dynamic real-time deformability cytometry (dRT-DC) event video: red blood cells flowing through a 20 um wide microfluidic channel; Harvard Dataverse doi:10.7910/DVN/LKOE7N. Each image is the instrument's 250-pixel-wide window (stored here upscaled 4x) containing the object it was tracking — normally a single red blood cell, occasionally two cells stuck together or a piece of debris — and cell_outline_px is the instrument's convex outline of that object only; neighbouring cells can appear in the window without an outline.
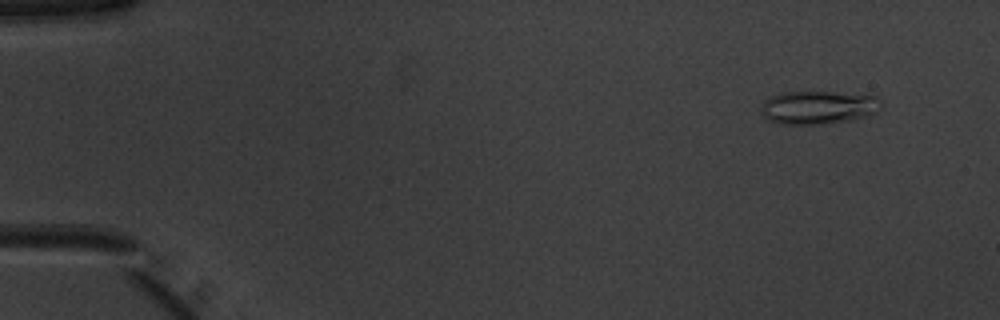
{"species": "common noctule bat (a hibernating species)", "species_latin": "Nyctalus noctula", "temperature_condition": "warm", "stored_images_in_passage": 52, "camera_frame_rate_fps": 3000, "um_per_image_px": 0.085, "animal": {"sex": "male", "body_mass_g": 20.1, "forearm_length_mm": 53.5}, "frame": {"image": 1, "passage_image": 5, "time_ms": 1.333, "image_size_px": [1000, 320], "cell_outline_px": [[880, 108], [876, 112], [852, 120], [820, 124], [780, 124], [768, 120], [760, 112], [764, 100], [772, 96], [784, 92], [812, 88], [876, 96], [880, 104]], "centroid_in_image_um": [69.51, 9.08], "position_along_channel_um": 15.5, "area_um2": 24.1}}
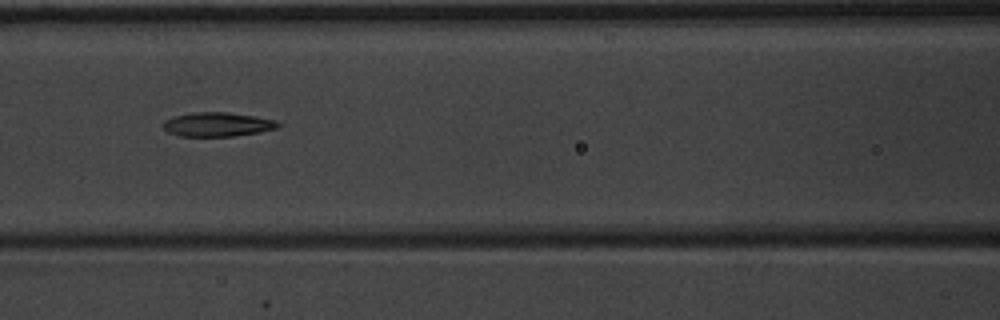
{"frame": {"image": 2, "passage_image": 24, "time_ms": 7.667, "image_size_px": [1000, 320], "cell_outline_px": [[280, 128], [260, 132], [232, 136], [180, 136], [168, 132], [160, 124], [164, 120], [176, 116], [192, 112], [228, 112], [256, 116], [276, 120], [280, 124]], "centroid_in_image_um": [18.5, 10.57], "position_along_channel_um": 148.1, "area_um2": 16.3}}
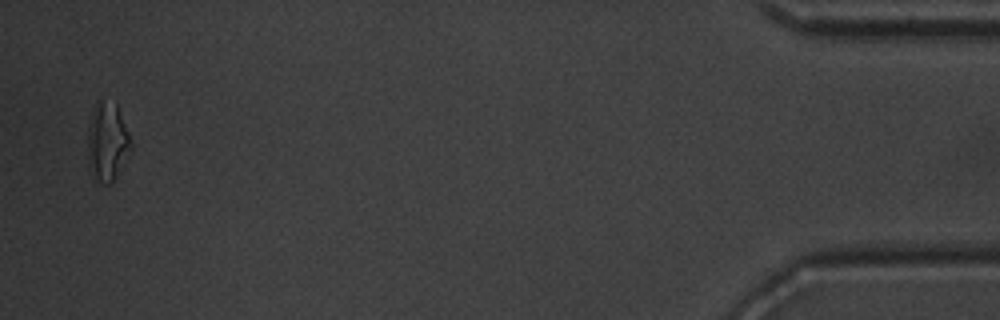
{"frame": {"image": 3, "passage_image": 51, "time_ms": 16.667, "image_size_px": [1000, 320], "cell_outline_px": [[132, 148], [112, 184], [100, 184], [88, 164], [88, 128], [92, 112], [96, 100], [100, 100], [116, 104], [128, 132], [132, 144]], "centroid_in_image_um": [9.12, 12.07], "position_along_channel_um": 426.1, "area_um2": 19.59}, "authors_computed_cell_mechanics": {"area_um2": 16.9643, "velocity_mm_per_s": 3.9836, "shape_relaxation_time_tau1_ms": 5.6782, "shape_relaxation_time_tau2_ms": 2.2766, "deformation_change_tau1": 0.2019, "deformation_change_tau2": 0.1141}}